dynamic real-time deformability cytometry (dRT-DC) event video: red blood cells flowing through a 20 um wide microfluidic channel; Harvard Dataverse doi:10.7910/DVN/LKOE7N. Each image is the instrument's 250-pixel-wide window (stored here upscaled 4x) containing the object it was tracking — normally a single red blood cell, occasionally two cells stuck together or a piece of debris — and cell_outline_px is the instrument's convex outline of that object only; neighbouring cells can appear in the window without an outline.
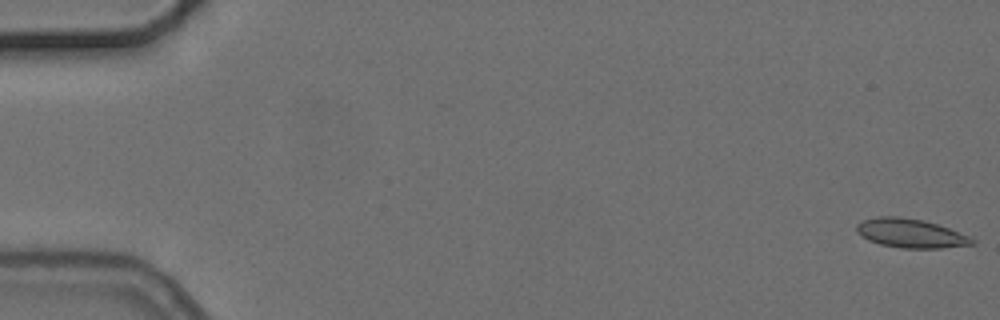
{"species": "common noctule bat (a hibernating species)", "species_latin": "Nyctalus noctula", "temperature_condition": "cold", "stored_images_in_passage": 5, "camera_frame_rate_fps": 3000, "um_per_image_px": 0.085, "animal": {"sex": "female", "body_mass_g": 24.6, "forearm_length_mm": 56.2}, "frame": {"image": 1, "passage_image": 1, "time_ms": 0.0, "image_size_px": [1000, 320], "cell_outline_px": [[976, 244], [940, 248], [904, 248], [880, 244], [868, 240], [856, 232], [856, 224], [864, 220], [876, 216], [900, 216], [924, 220], [948, 228], [968, 236], [976, 240]], "centroid_in_image_um": [77.38, 19.82], "position_along_channel_um": 7.6, "area_um2": 19.48}}
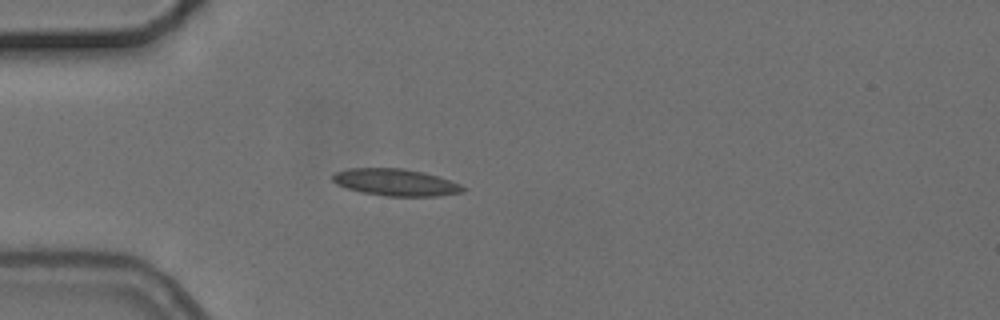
{"frame": {"image": 2, "passage_image": 4, "time_ms": 5.0, "image_size_px": [1000, 320], "cell_outline_px": [[468, 188], [464, 192], [436, 196], [388, 196], [360, 192], [336, 184], [332, 180], [332, 176], [336, 172], [348, 168], [404, 168], [424, 172], [460, 184]], "centroid_in_image_um": [33.63, 15.5], "position_along_channel_um": 51.4, "area_um2": 20.46}}